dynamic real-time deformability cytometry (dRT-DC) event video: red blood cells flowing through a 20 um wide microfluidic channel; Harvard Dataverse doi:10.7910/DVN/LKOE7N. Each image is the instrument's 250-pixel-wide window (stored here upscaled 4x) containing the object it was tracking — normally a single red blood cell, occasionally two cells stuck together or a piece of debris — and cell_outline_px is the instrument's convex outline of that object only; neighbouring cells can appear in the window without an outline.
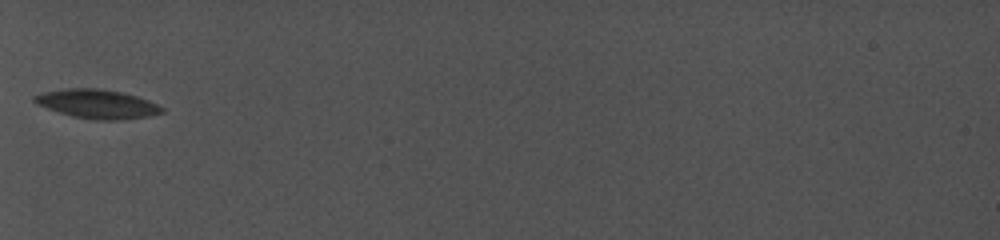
{"species": "common noctule bat (a hibernating species)", "species_latin": "Nyctalus noctula", "temperature_condition": "cold", "stored_images_in_passage": 30, "camera_frame_rate_fps": 5000, "um_per_image_px": 0.085, "animal": {"sex": "female", "body_mass_g": 19.0, "forearm_length_mm": 56.7}, "frame": {"image": 1, "passage_image": 1, "time_ms": 0.0, "image_size_px": [1000, 240], "cell_outline_px": [[164, 112], [144, 116], [112, 120], [104, 120], [72, 116], [48, 108], [32, 100], [32, 96], [44, 92], [68, 88], [100, 88], [120, 92], [136, 96], [148, 100], [164, 108]], "centroid_in_image_um": [8.25, 8.81], "position_along_channel_um": 76.8, "area_um2": 20.92}}
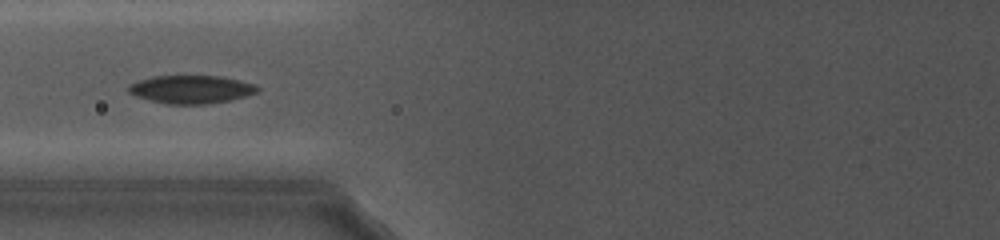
{"frame": {"image": 2, "passage_image": 5, "time_ms": 1.2, "image_size_px": [1000, 240], "cell_outline_px": [[260, 88], [256, 92], [244, 96], [228, 100], [204, 104], [168, 104], [136, 96], [128, 92], [128, 88], [132, 84], [140, 80], [152, 76], [220, 76], [252, 84]], "centroid_in_image_um": [16.22, 7.59], "position_along_channel_um": 109.6, "area_um2": 20.58}}
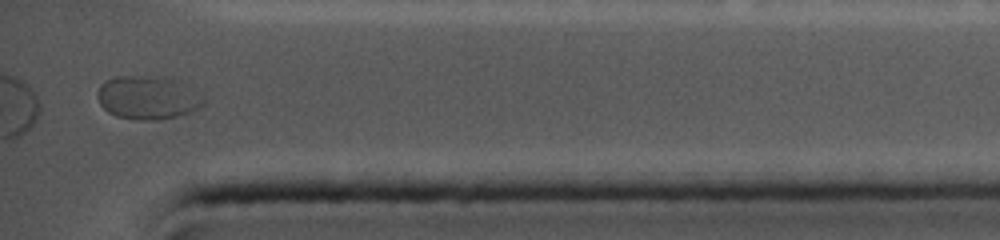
{"frame": {"image": 3, "passage_image": 30, "time_ms": 9.4, "image_size_px": [1000, 240], "cell_outline_px": [[204, 104], [188, 112], [176, 116], [156, 120], [140, 120], [116, 116], [108, 112], [100, 104], [96, 96], [96, 92], [100, 84], [104, 80], [112, 76], [148, 76], [176, 80], [204, 100]], "centroid_in_image_um": [12.42, 8.3], "position_along_channel_um": 422.8, "area_um2": 26.3}}